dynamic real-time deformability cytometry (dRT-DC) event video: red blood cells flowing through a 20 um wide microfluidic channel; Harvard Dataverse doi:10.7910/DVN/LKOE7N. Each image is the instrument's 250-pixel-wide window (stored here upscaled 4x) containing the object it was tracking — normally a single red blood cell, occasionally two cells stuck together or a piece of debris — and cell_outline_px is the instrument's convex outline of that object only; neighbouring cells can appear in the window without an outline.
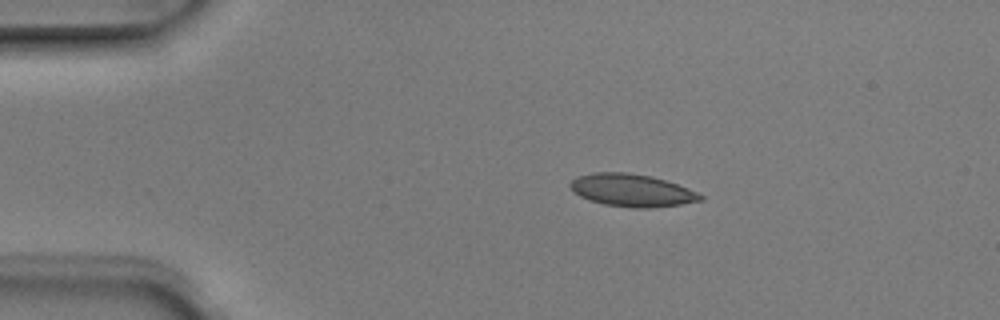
{"species": "Egyptian fruit bat (a non-hibernating species)", "species_latin": "Rousettus aegyptiacus", "temperature_condition": "room temperature", "stored_images_in_passage": 6, "camera_frame_rate_fps": 3000, "um_per_image_px": 0.085, "animal": {"sex": "male"}, "frame": {"image": 1, "passage_image": 2, "time_ms": 0.333, "image_size_px": [1000, 320], "cell_outline_px": [[704, 200], [680, 204], [652, 208], [632, 208], [604, 204], [588, 200], [580, 196], [568, 184], [576, 176], [592, 172], [628, 172], [652, 176], [688, 188], [704, 196]], "centroid_in_image_um": [53.7, 16.17], "position_along_channel_um": 31.3, "area_um2": 24.74}}
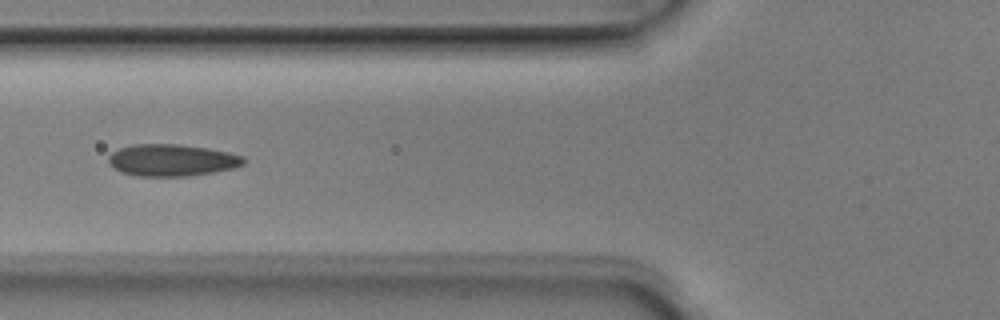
{"frame": {"image": 2, "passage_image": 5, "time_ms": 1.333, "image_size_px": [1000, 320], "cell_outline_px": [[244, 164], [232, 168], [212, 172], [188, 176], [136, 176], [124, 172], [108, 164], [108, 156], [112, 152], [120, 148], [132, 144], [180, 144], [208, 148], [228, 152], [244, 156]], "centroid_in_image_um": [14.6, 13.6], "position_along_channel_um": 111.2, "area_um2": 25.03}}
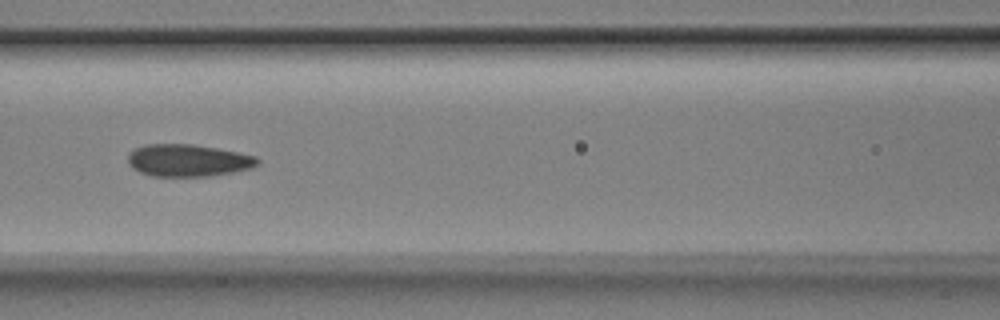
{"frame": {"image": 3, "passage_image": 6, "time_ms": 1.667, "image_size_px": [1000, 320], "cell_outline_px": [[260, 164], [252, 168], [232, 172], [208, 176], [152, 176], [140, 172], [132, 168], [128, 164], [128, 152], [144, 144], [192, 144], [216, 148], [256, 156], [260, 160]], "centroid_in_image_um": [15.97, 13.63], "position_along_channel_um": 150.6, "area_um2": 24.39}}